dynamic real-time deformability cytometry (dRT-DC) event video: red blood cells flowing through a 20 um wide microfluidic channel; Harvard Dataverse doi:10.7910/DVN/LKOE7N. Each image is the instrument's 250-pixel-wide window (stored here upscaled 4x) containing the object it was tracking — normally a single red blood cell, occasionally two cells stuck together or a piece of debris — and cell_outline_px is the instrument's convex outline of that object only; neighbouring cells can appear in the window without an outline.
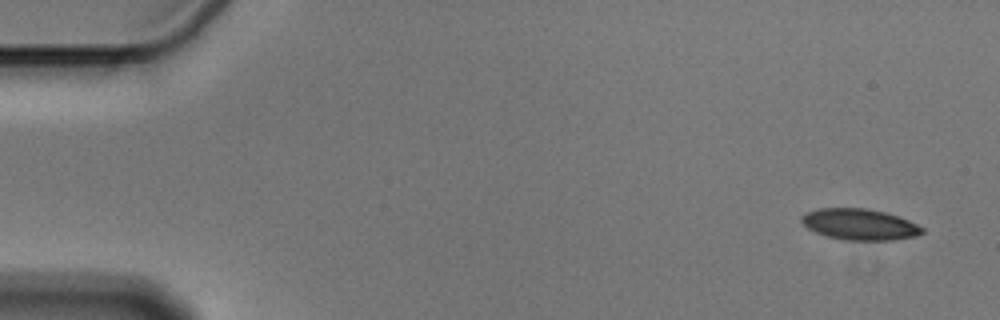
{"species": "Egyptian fruit bat (a non-hibernating species)", "species_latin": "Rousettus aegyptiacus", "temperature_condition": "cold", "stored_images_in_passage": 55, "segment_of_instrument_passage": [1, 2], "camera_frame_rate_fps": 3000, "um_per_image_px": 0.085, "animal": {"sex": "male"}, "frame": {"image": 1, "passage_image": 1, "time_ms": 0.0, "image_size_px": [1000, 320], "cell_outline_px": [[924, 232], [916, 236], [892, 240], [844, 240], [828, 236], [816, 232], [808, 228], [800, 220], [800, 216], [804, 212], [820, 208], [864, 208], [884, 212], [908, 220], [924, 228]], "centroid_in_image_um": [73.04, 19.07], "position_along_channel_um": 12.0, "area_um2": 21.79}}
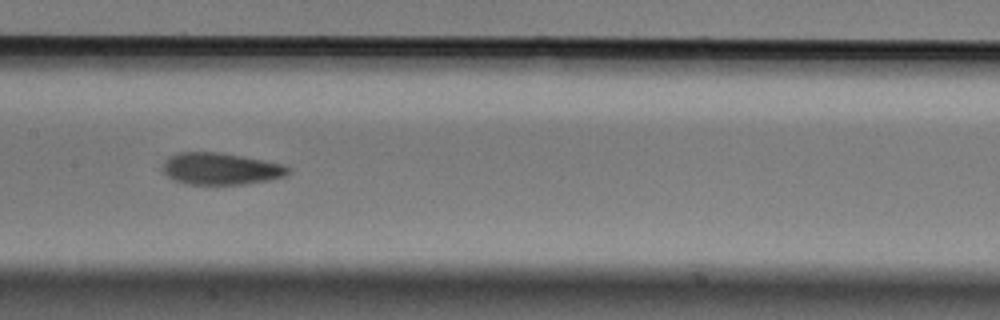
{"frame": {"image": 2, "passage_image": 26, "time_ms": 8.333, "image_size_px": [1000, 320], "cell_outline_px": [[292, 172], [284, 176], [268, 180], [244, 184], [184, 184], [160, 172], [168, 156], [180, 152], [220, 152], [264, 160], [284, 164], [292, 168]], "centroid_in_image_um": [18.78, 14.34], "position_along_channel_um": 188.6, "area_um2": 23.47}}
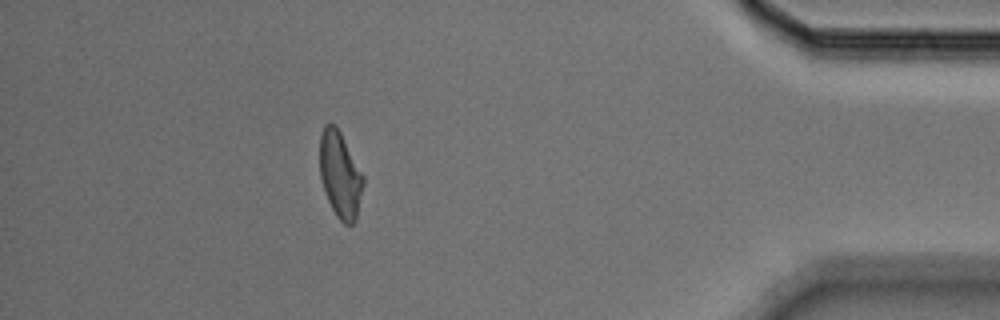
{"frame": {"image": 3, "passage_image": 48, "time_ms": 15.667, "image_size_px": [1000, 320], "cell_outline_px": [[364, 184], [356, 220], [352, 224], [344, 224], [336, 216], [328, 200], [320, 176], [320, 136], [324, 124], [336, 124], [364, 176]], "centroid_in_image_um": [28.92, 14.85], "position_along_channel_um": 406.3, "area_um2": 21.79}}